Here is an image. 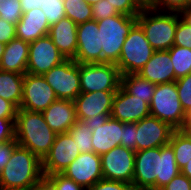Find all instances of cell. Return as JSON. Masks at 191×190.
Masks as SVG:
<instances>
[{
	"label": "cell",
	"mask_w": 191,
	"mask_h": 190,
	"mask_svg": "<svg viewBox=\"0 0 191 190\" xmlns=\"http://www.w3.org/2000/svg\"><path fill=\"white\" fill-rule=\"evenodd\" d=\"M61 174L88 189L103 179L101 156L94 152L80 153Z\"/></svg>",
	"instance_id": "9a60e30c"
},
{
	"label": "cell",
	"mask_w": 191,
	"mask_h": 190,
	"mask_svg": "<svg viewBox=\"0 0 191 190\" xmlns=\"http://www.w3.org/2000/svg\"><path fill=\"white\" fill-rule=\"evenodd\" d=\"M44 177L54 190H86L74 180L65 177L61 173L44 175Z\"/></svg>",
	"instance_id": "836d02e7"
},
{
	"label": "cell",
	"mask_w": 191,
	"mask_h": 190,
	"mask_svg": "<svg viewBox=\"0 0 191 190\" xmlns=\"http://www.w3.org/2000/svg\"><path fill=\"white\" fill-rule=\"evenodd\" d=\"M16 118H0V144L15 139Z\"/></svg>",
	"instance_id": "60d3db41"
},
{
	"label": "cell",
	"mask_w": 191,
	"mask_h": 190,
	"mask_svg": "<svg viewBox=\"0 0 191 190\" xmlns=\"http://www.w3.org/2000/svg\"><path fill=\"white\" fill-rule=\"evenodd\" d=\"M168 51L175 71V81L191 73V49L173 46Z\"/></svg>",
	"instance_id": "83f0119b"
},
{
	"label": "cell",
	"mask_w": 191,
	"mask_h": 190,
	"mask_svg": "<svg viewBox=\"0 0 191 190\" xmlns=\"http://www.w3.org/2000/svg\"><path fill=\"white\" fill-rule=\"evenodd\" d=\"M80 153L69 132L57 134L49 152L42 159L43 174L62 173Z\"/></svg>",
	"instance_id": "4fadbf2b"
},
{
	"label": "cell",
	"mask_w": 191,
	"mask_h": 190,
	"mask_svg": "<svg viewBox=\"0 0 191 190\" xmlns=\"http://www.w3.org/2000/svg\"><path fill=\"white\" fill-rule=\"evenodd\" d=\"M66 17L77 25L93 20L92 5L83 0H64Z\"/></svg>",
	"instance_id": "f1b7e54d"
},
{
	"label": "cell",
	"mask_w": 191,
	"mask_h": 190,
	"mask_svg": "<svg viewBox=\"0 0 191 190\" xmlns=\"http://www.w3.org/2000/svg\"><path fill=\"white\" fill-rule=\"evenodd\" d=\"M86 190H135L132 184L121 181L101 179Z\"/></svg>",
	"instance_id": "f35d334b"
},
{
	"label": "cell",
	"mask_w": 191,
	"mask_h": 190,
	"mask_svg": "<svg viewBox=\"0 0 191 190\" xmlns=\"http://www.w3.org/2000/svg\"><path fill=\"white\" fill-rule=\"evenodd\" d=\"M66 59L54 45L49 35L29 43L27 73L43 76Z\"/></svg>",
	"instance_id": "7c38bea8"
},
{
	"label": "cell",
	"mask_w": 191,
	"mask_h": 190,
	"mask_svg": "<svg viewBox=\"0 0 191 190\" xmlns=\"http://www.w3.org/2000/svg\"><path fill=\"white\" fill-rule=\"evenodd\" d=\"M119 14L120 13L112 7L107 0H101L92 5L93 20L99 21Z\"/></svg>",
	"instance_id": "74e56055"
},
{
	"label": "cell",
	"mask_w": 191,
	"mask_h": 190,
	"mask_svg": "<svg viewBox=\"0 0 191 190\" xmlns=\"http://www.w3.org/2000/svg\"><path fill=\"white\" fill-rule=\"evenodd\" d=\"M48 35L65 59H75L77 53V24L64 17L49 28Z\"/></svg>",
	"instance_id": "44dd1931"
},
{
	"label": "cell",
	"mask_w": 191,
	"mask_h": 190,
	"mask_svg": "<svg viewBox=\"0 0 191 190\" xmlns=\"http://www.w3.org/2000/svg\"><path fill=\"white\" fill-rule=\"evenodd\" d=\"M119 13L128 16H138L141 9L132 0H107Z\"/></svg>",
	"instance_id": "ab89813d"
},
{
	"label": "cell",
	"mask_w": 191,
	"mask_h": 190,
	"mask_svg": "<svg viewBox=\"0 0 191 190\" xmlns=\"http://www.w3.org/2000/svg\"><path fill=\"white\" fill-rule=\"evenodd\" d=\"M50 1H64V0H20L23 13L33 9L41 8L45 2Z\"/></svg>",
	"instance_id": "bcb514c9"
},
{
	"label": "cell",
	"mask_w": 191,
	"mask_h": 190,
	"mask_svg": "<svg viewBox=\"0 0 191 190\" xmlns=\"http://www.w3.org/2000/svg\"><path fill=\"white\" fill-rule=\"evenodd\" d=\"M56 133L44 120L42 112L18 109L15 121V139L41 160L54 143Z\"/></svg>",
	"instance_id": "3957f363"
},
{
	"label": "cell",
	"mask_w": 191,
	"mask_h": 190,
	"mask_svg": "<svg viewBox=\"0 0 191 190\" xmlns=\"http://www.w3.org/2000/svg\"><path fill=\"white\" fill-rule=\"evenodd\" d=\"M138 75L154 84L174 82L175 71L169 51H155Z\"/></svg>",
	"instance_id": "7402d4cb"
},
{
	"label": "cell",
	"mask_w": 191,
	"mask_h": 190,
	"mask_svg": "<svg viewBox=\"0 0 191 190\" xmlns=\"http://www.w3.org/2000/svg\"><path fill=\"white\" fill-rule=\"evenodd\" d=\"M121 86L131 95L144 99L150 104L155 92L156 84L142 78L138 74H127L121 76Z\"/></svg>",
	"instance_id": "484cf974"
},
{
	"label": "cell",
	"mask_w": 191,
	"mask_h": 190,
	"mask_svg": "<svg viewBox=\"0 0 191 190\" xmlns=\"http://www.w3.org/2000/svg\"><path fill=\"white\" fill-rule=\"evenodd\" d=\"M181 15L191 24V7L183 11Z\"/></svg>",
	"instance_id": "f907efd6"
},
{
	"label": "cell",
	"mask_w": 191,
	"mask_h": 190,
	"mask_svg": "<svg viewBox=\"0 0 191 190\" xmlns=\"http://www.w3.org/2000/svg\"><path fill=\"white\" fill-rule=\"evenodd\" d=\"M174 46L191 49V24L178 12V25L175 31Z\"/></svg>",
	"instance_id": "d6a6232c"
},
{
	"label": "cell",
	"mask_w": 191,
	"mask_h": 190,
	"mask_svg": "<svg viewBox=\"0 0 191 190\" xmlns=\"http://www.w3.org/2000/svg\"><path fill=\"white\" fill-rule=\"evenodd\" d=\"M58 100L55 91L40 75L26 73L23 82V97L19 109L43 112Z\"/></svg>",
	"instance_id": "5bb4252c"
},
{
	"label": "cell",
	"mask_w": 191,
	"mask_h": 190,
	"mask_svg": "<svg viewBox=\"0 0 191 190\" xmlns=\"http://www.w3.org/2000/svg\"><path fill=\"white\" fill-rule=\"evenodd\" d=\"M82 93L117 91L121 87V72L112 63H79Z\"/></svg>",
	"instance_id": "ba28073f"
},
{
	"label": "cell",
	"mask_w": 191,
	"mask_h": 190,
	"mask_svg": "<svg viewBox=\"0 0 191 190\" xmlns=\"http://www.w3.org/2000/svg\"><path fill=\"white\" fill-rule=\"evenodd\" d=\"M136 123H122L121 146L136 152Z\"/></svg>",
	"instance_id": "8d00e7d4"
},
{
	"label": "cell",
	"mask_w": 191,
	"mask_h": 190,
	"mask_svg": "<svg viewBox=\"0 0 191 190\" xmlns=\"http://www.w3.org/2000/svg\"><path fill=\"white\" fill-rule=\"evenodd\" d=\"M187 120H191V114L188 116V119Z\"/></svg>",
	"instance_id": "11a10c76"
},
{
	"label": "cell",
	"mask_w": 191,
	"mask_h": 190,
	"mask_svg": "<svg viewBox=\"0 0 191 190\" xmlns=\"http://www.w3.org/2000/svg\"><path fill=\"white\" fill-rule=\"evenodd\" d=\"M159 190H191V180L180 172Z\"/></svg>",
	"instance_id": "b9f144b4"
},
{
	"label": "cell",
	"mask_w": 191,
	"mask_h": 190,
	"mask_svg": "<svg viewBox=\"0 0 191 190\" xmlns=\"http://www.w3.org/2000/svg\"><path fill=\"white\" fill-rule=\"evenodd\" d=\"M82 121L92 130V147L97 155L121 145L122 122L112 118L111 114H98Z\"/></svg>",
	"instance_id": "9c48e42d"
},
{
	"label": "cell",
	"mask_w": 191,
	"mask_h": 190,
	"mask_svg": "<svg viewBox=\"0 0 191 190\" xmlns=\"http://www.w3.org/2000/svg\"><path fill=\"white\" fill-rule=\"evenodd\" d=\"M22 15L20 0H0V18L8 23L17 24Z\"/></svg>",
	"instance_id": "4dcf8cb0"
},
{
	"label": "cell",
	"mask_w": 191,
	"mask_h": 190,
	"mask_svg": "<svg viewBox=\"0 0 191 190\" xmlns=\"http://www.w3.org/2000/svg\"><path fill=\"white\" fill-rule=\"evenodd\" d=\"M183 130L186 131L191 137V120L186 121V125Z\"/></svg>",
	"instance_id": "816d5d0a"
},
{
	"label": "cell",
	"mask_w": 191,
	"mask_h": 190,
	"mask_svg": "<svg viewBox=\"0 0 191 190\" xmlns=\"http://www.w3.org/2000/svg\"><path fill=\"white\" fill-rule=\"evenodd\" d=\"M175 82L181 106L189 116L191 114V73Z\"/></svg>",
	"instance_id": "1f68e13d"
},
{
	"label": "cell",
	"mask_w": 191,
	"mask_h": 190,
	"mask_svg": "<svg viewBox=\"0 0 191 190\" xmlns=\"http://www.w3.org/2000/svg\"><path fill=\"white\" fill-rule=\"evenodd\" d=\"M174 130L175 129L168 123L151 115L138 121L136 131V152L169 144Z\"/></svg>",
	"instance_id": "2e32d148"
},
{
	"label": "cell",
	"mask_w": 191,
	"mask_h": 190,
	"mask_svg": "<svg viewBox=\"0 0 191 190\" xmlns=\"http://www.w3.org/2000/svg\"><path fill=\"white\" fill-rule=\"evenodd\" d=\"M16 38V24L8 23L0 18V42L7 44Z\"/></svg>",
	"instance_id": "7bdbcfd3"
},
{
	"label": "cell",
	"mask_w": 191,
	"mask_h": 190,
	"mask_svg": "<svg viewBox=\"0 0 191 190\" xmlns=\"http://www.w3.org/2000/svg\"><path fill=\"white\" fill-rule=\"evenodd\" d=\"M137 23L144 30L149 44L155 51L169 50L174 46L178 12L141 10L137 16Z\"/></svg>",
	"instance_id": "277c9868"
},
{
	"label": "cell",
	"mask_w": 191,
	"mask_h": 190,
	"mask_svg": "<svg viewBox=\"0 0 191 190\" xmlns=\"http://www.w3.org/2000/svg\"><path fill=\"white\" fill-rule=\"evenodd\" d=\"M23 82V74L0 70V97L19 109L23 97Z\"/></svg>",
	"instance_id": "d4e9b609"
},
{
	"label": "cell",
	"mask_w": 191,
	"mask_h": 190,
	"mask_svg": "<svg viewBox=\"0 0 191 190\" xmlns=\"http://www.w3.org/2000/svg\"><path fill=\"white\" fill-rule=\"evenodd\" d=\"M180 172L170 144L144 149L135 152L132 185L135 190H159Z\"/></svg>",
	"instance_id": "6da1fadb"
},
{
	"label": "cell",
	"mask_w": 191,
	"mask_h": 190,
	"mask_svg": "<svg viewBox=\"0 0 191 190\" xmlns=\"http://www.w3.org/2000/svg\"><path fill=\"white\" fill-rule=\"evenodd\" d=\"M68 132L73 137L81 153L93 152L92 130L83 121L76 120Z\"/></svg>",
	"instance_id": "f546056e"
},
{
	"label": "cell",
	"mask_w": 191,
	"mask_h": 190,
	"mask_svg": "<svg viewBox=\"0 0 191 190\" xmlns=\"http://www.w3.org/2000/svg\"><path fill=\"white\" fill-rule=\"evenodd\" d=\"M32 190H54L52 186L44 179L42 182H40L36 187H34Z\"/></svg>",
	"instance_id": "c3c4849f"
},
{
	"label": "cell",
	"mask_w": 191,
	"mask_h": 190,
	"mask_svg": "<svg viewBox=\"0 0 191 190\" xmlns=\"http://www.w3.org/2000/svg\"><path fill=\"white\" fill-rule=\"evenodd\" d=\"M42 11L46 15L49 25L57 23L62 18L66 17L64 10V1L45 2L41 6Z\"/></svg>",
	"instance_id": "e575fe53"
},
{
	"label": "cell",
	"mask_w": 191,
	"mask_h": 190,
	"mask_svg": "<svg viewBox=\"0 0 191 190\" xmlns=\"http://www.w3.org/2000/svg\"><path fill=\"white\" fill-rule=\"evenodd\" d=\"M169 144L175 154V160L181 170L191 160V137L183 129L174 130Z\"/></svg>",
	"instance_id": "4316f807"
},
{
	"label": "cell",
	"mask_w": 191,
	"mask_h": 190,
	"mask_svg": "<svg viewBox=\"0 0 191 190\" xmlns=\"http://www.w3.org/2000/svg\"><path fill=\"white\" fill-rule=\"evenodd\" d=\"M117 91H94L80 93L74 100L77 120L93 118L98 114H111Z\"/></svg>",
	"instance_id": "d6986e66"
},
{
	"label": "cell",
	"mask_w": 191,
	"mask_h": 190,
	"mask_svg": "<svg viewBox=\"0 0 191 190\" xmlns=\"http://www.w3.org/2000/svg\"><path fill=\"white\" fill-rule=\"evenodd\" d=\"M5 44L0 42V61L2 59V55L4 53Z\"/></svg>",
	"instance_id": "f5cc1de1"
},
{
	"label": "cell",
	"mask_w": 191,
	"mask_h": 190,
	"mask_svg": "<svg viewBox=\"0 0 191 190\" xmlns=\"http://www.w3.org/2000/svg\"><path fill=\"white\" fill-rule=\"evenodd\" d=\"M154 52L144 30L136 23L125 39L116 66L122 75L138 74Z\"/></svg>",
	"instance_id": "52a82bcc"
},
{
	"label": "cell",
	"mask_w": 191,
	"mask_h": 190,
	"mask_svg": "<svg viewBox=\"0 0 191 190\" xmlns=\"http://www.w3.org/2000/svg\"><path fill=\"white\" fill-rule=\"evenodd\" d=\"M18 108L10 101L0 97V118H16Z\"/></svg>",
	"instance_id": "f6af8a7d"
},
{
	"label": "cell",
	"mask_w": 191,
	"mask_h": 190,
	"mask_svg": "<svg viewBox=\"0 0 191 190\" xmlns=\"http://www.w3.org/2000/svg\"><path fill=\"white\" fill-rule=\"evenodd\" d=\"M50 25L41 8L23 13L16 24V38L28 43L48 35Z\"/></svg>",
	"instance_id": "603a6c76"
},
{
	"label": "cell",
	"mask_w": 191,
	"mask_h": 190,
	"mask_svg": "<svg viewBox=\"0 0 191 190\" xmlns=\"http://www.w3.org/2000/svg\"><path fill=\"white\" fill-rule=\"evenodd\" d=\"M135 151L121 145L101 155L103 179L132 184Z\"/></svg>",
	"instance_id": "8fae6325"
},
{
	"label": "cell",
	"mask_w": 191,
	"mask_h": 190,
	"mask_svg": "<svg viewBox=\"0 0 191 190\" xmlns=\"http://www.w3.org/2000/svg\"><path fill=\"white\" fill-rule=\"evenodd\" d=\"M48 126L56 133H66L75 124L76 106L74 101L58 99L43 112Z\"/></svg>",
	"instance_id": "ffe728a7"
},
{
	"label": "cell",
	"mask_w": 191,
	"mask_h": 190,
	"mask_svg": "<svg viewBox=\"0 0 191 190\" xmlns=\"http://www.w3.org/2000/svg\"><path fill=\"white\" fill-rule=\"evenodd\" d=\"M181 173L191 180V160L181 169Z\"/></svg>",
	"instance_id": "681fc988"
},
{
	"label": "cell",
	"mask_w": 191,
	"mask_h": 190,
	"mask_svg": "<svg viewBox=\"0 0 191 190\" xmlns=\"http://www.w3.org/2000/svg\"><path fill=\"white\" fill-rule=\"evenodd\" d=\"M16 139L11 140L7 143L0 144V171L4 169L8 163L14 149L18 146Z\"/></svg>",
	"instance_id": "ee69618b"
},
{
	"label": "cell",
	"mask_w": 191,
	"mask_h": 190,
	"mask_svg": "<svg viewBox=\"0 0 191 190\" xmlns=\"http://www.w3.org/2000/svg\"><path fill=\"white\" fill-rule=\"evenodd\" d=\"M43 77L55 91L58 99L74 101L81 93L79 63L66 59L46 72Z\"/></svg>",
	"instance_id": "30bf717a"
},
{
	"label": "cell",
	"mask_w": 191,
	"mask_h": 190,
	"mask_svg": "<svg viewBox=\"0 0 191 190\" xmlns=\"http://www.w3.org/2000/svg\"><path fill=\"white\" fill-rule=\"evenodd\" d=\"M83 1L87 2L89 5H93L95 3H98L101 0H83Z\"/></svg>",
	"instance_id": "db71d44e"
},
{
	"label": "cell",
	"mask_w": 191,
	"mask_h": 190,
	"mask_svg": "<svg viewBox=\"0 0 191 190\" xmlns=\"http://www.w3.org/2000/svg\"><path fill=\"white\" fill-rule=\"evenodd\" d=\"M77 63H102L100 33L96 20L86 21L77 25Z\"/></svg>",
	"instance_id": "e0dca14e"
},
{
	"label": "cell",
	"mask_w": 191,
	"mask_h": 190,
	"mask_svg": "<svg viewBox=\"0 0 191 190\" xmlns=\"http://www.w3.org/2000/svg\"><path fill=\"white\" fill-rule=\"evenodd\" d=\"M141 10L154 9V0H132Z\"/></svg>",
	"instance_id": "7dc6e473"
},
{
	"label": "cell",
	"mask_w": 191,
	"mask_h": 190,
	"mask_svg": "<svg viewBox=\"0 0 191 190\" xmlns=\"http://www.w3.org/2000/svg\"><path fill=\"white\" fill-rule=\"evenodd\" d=\"M137 23V16L114 15L97 21L102 48V63L117 64L129 31Z\"/></svg>",
	"instance_id": "5b68a950"
},
{
	"label": "cell",
	"mask_w": 191,
	"mask_h": 190,
	"mask_svg": "<svg viewBox=\"0 0 191 190\" xmlns=\"http://www.w3.org/2000/svg\"><path fill=\"white\" fill-rule=\"evenodd\" d=\"M44 179L42 160L18 145L0 171V190H32Z\"/></svg>",
	"instance_id": "7a4b0ae2"
},
{
	"label": "cell",
	"mask_w": 191,
	"mask_h": 190,
	"mask_svg": "<svg viewBox=\"0 0 191 190\" xmlns=\"http://www.w3.org/2000/svg\"><path fill=\"white\" fill-rule=\"evenodd\" d=\"M191 7V0H154V9L165 12H179Z\"/></svg>",
	"instance_id": "d590c367"
},
{
	"label": "cell",
	"mask_w": 191,
	"mask_h": 190,
	"mask_svg": "<svg viewBox=\"0 0 191 190\" xmlns=\"http://www.w3.org/2000/svg\"><path fill=\"white\" fill-rule=\"evenodd\" d=\"M149 106L151 116L168 123L175 130L184 129L188 115L181 106L175 81L156 84Z\"/></svg>",
	"instance_id": "8992f818"
},
{
	"label": "cell",
	"mask_w": 191,
	"mask_h": 190,
	"mask_svg": "<svg viewBox=\"0 0 191 190\" xmlns=\"http://www.w3.org/2000/svg\"><path fill=\"white\" fill-rule=\"evenodd\" d=\"M150 115V106L144 99L129 94L122 86L113 99L111 117L122 123H136Z\"/></svg>",
	"instance_id": "ac0fdd59"
},
{
	"label": "cell",
	"mask_w": 191,
	"mask_h": 190,
	"mask_svg": "<svg viewBox=\"0 0 191 190\" xmlns=\"http://www.w3.org/2000/svg\"><path fill=\"white\" fill-rule=\"evenodd\" d=\"M29 55V43L21 39H13L5 44L0 61V70L25 75Z\"/></svg>",
	"instance_id": "cb8c5ba5"
}]
</instances>
